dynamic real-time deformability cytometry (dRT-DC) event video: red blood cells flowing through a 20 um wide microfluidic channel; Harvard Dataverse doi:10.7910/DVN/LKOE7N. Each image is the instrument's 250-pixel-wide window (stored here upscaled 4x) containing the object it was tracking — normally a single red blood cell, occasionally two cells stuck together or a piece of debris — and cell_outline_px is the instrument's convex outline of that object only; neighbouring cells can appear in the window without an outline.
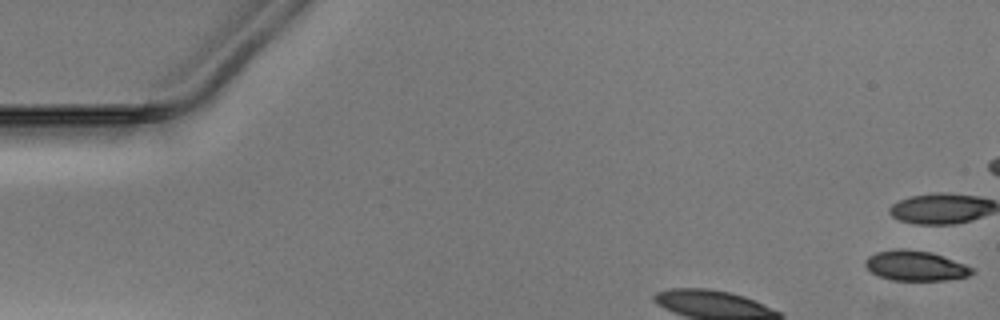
{"species": "Egyptian fruit bat (a non-hibernating species)", "species_latin": "Rousettus aegyptiacus", "temperature_condition": "warm", "stored_images_in_passage": 34, "camera_frame_rate_fps": 3000, "um_per_image_px": 0.085, "animal": {"sex": "male"}, "frame": {"image": 1, "passage_image": 1, "time_ms": 0.0, "image_size_px": [1000, 320], "cell_outline_px": [[976, 272], [968, 276], [944, 280], [892, 280], [880, 276], [872, 272], [864, 264], [864, 260], [868, 256], [876, 252], [896, 248], [904, 248], [932, 252], [976, 268]], "centroid_in_image_um": [77.84, 22.57], "position_along_channel_um": 7.2, "area_um2": 18.84}}
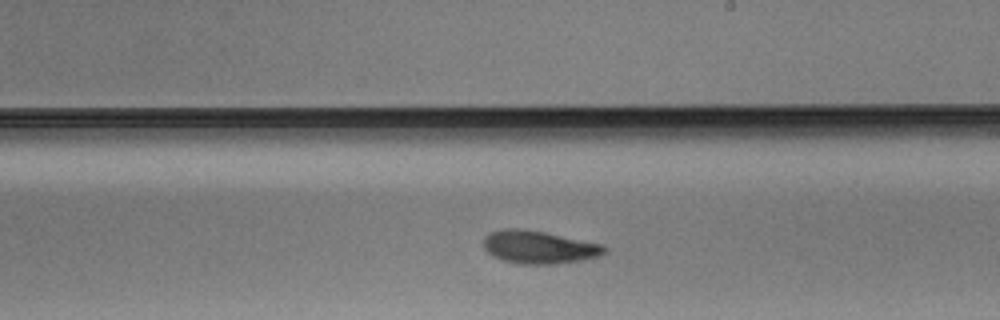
{"frame": {"image": 2, "passage_image": 23, "time_ms": 7.333, "image_size_px": [1000, 320], "cell_outline_px": [[608, 252], [600, 256], [584, 260], [556, 264], [516, 264], [492, 256], [484, 248], [484, 236], [488, 232], [500, 228], [520, 228], [544, 232], [604, 244]], "centroid_in_image_um": [45.82, 21.0], "position_along_channel_um": 243.2, "area_um2": 23.58}}
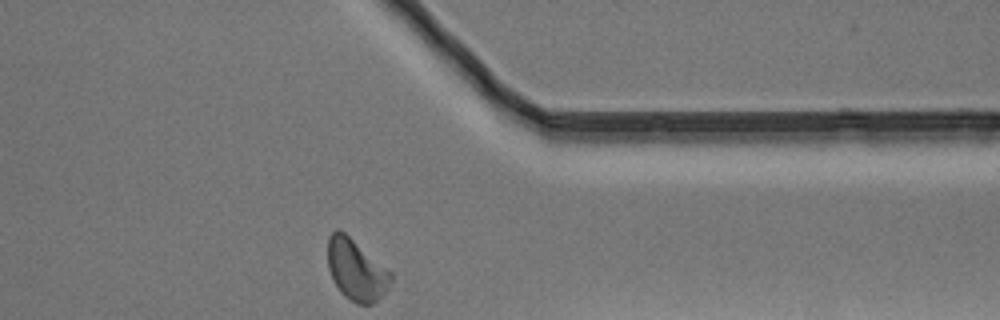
{"frame": {"image": 3, "passage_image": 34, "time_ms": 11.0, "image_size_px": [1000, 320], "cell_outline_px": [[392, 280], [388, 288], [372, 304], [356, 304], [344, 296], [340, 292], [332, 280], [328, 268], [328, 236], [336, 228], [340, 228], [392, 272]], "centroid_in_image_um": [30.25, 22.92], "position_along_channel_um": 381.1, "area_um2": 22.6}}